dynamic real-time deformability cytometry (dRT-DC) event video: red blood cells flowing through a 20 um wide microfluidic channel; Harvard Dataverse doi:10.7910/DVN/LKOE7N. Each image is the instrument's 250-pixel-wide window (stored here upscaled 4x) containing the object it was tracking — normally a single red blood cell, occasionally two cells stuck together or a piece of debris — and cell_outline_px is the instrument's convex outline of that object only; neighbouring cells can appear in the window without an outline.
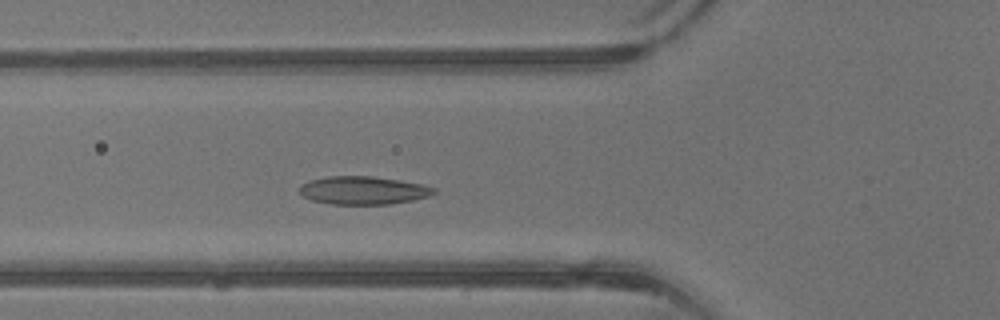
{"species": "common noctule bat (a hibernating species)", "species_latin": "Nyctalus noctula", "temperature_condition": "warm", "stored_images_in_passage": 37, "camera_frame_rate_fps": 3000, "um_per_image_px": 0.085, "animal": {"sex": "male", "body_mass_g": 13.3}, "frame": {"image": 1, "passage_image": 11, "time_ms": 3.333, "image_size_px": [1000, 320], "cell_outline_px": [[436, 192], [428, 196], [412, 200], [392, 204], [332, 204], [312, 200], [304, 196], [300, 192], [300, 184], [312, 180], [328, 176], [372, 176], [424, 184], [436, 188]], "centroid_in_image_um": [30.9, 16.18], "position_along_channel_um": 94.9, "area_um2": 21.91}}
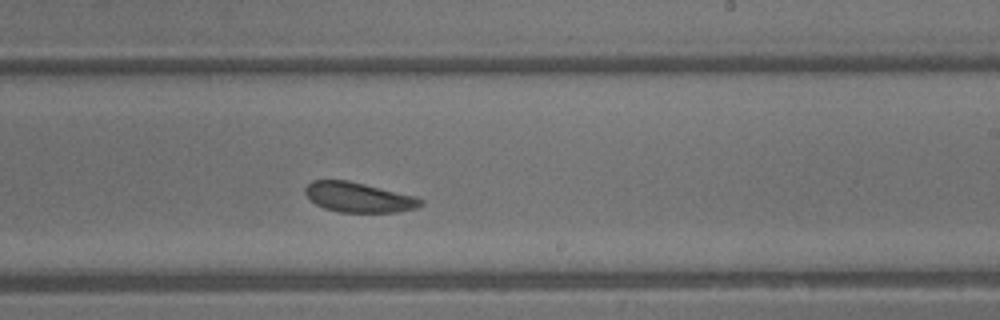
{"frame": {"image": 2, "passage_image": 21, "time_ms": 6.667, "image_size_px": [1000, 320], "cell_outline_px": [[424, 204], [416, 208], [396, 212], [340, 212], [324, 208], [316, 204], [304, 192], [304, 188], [312, 180], [348, 180], [416, 196], [424, 200]], "centroid_in_image_um": [30.5, 16.77], "position_along_channel_um": 258.5, "area_um2": 20.11}}
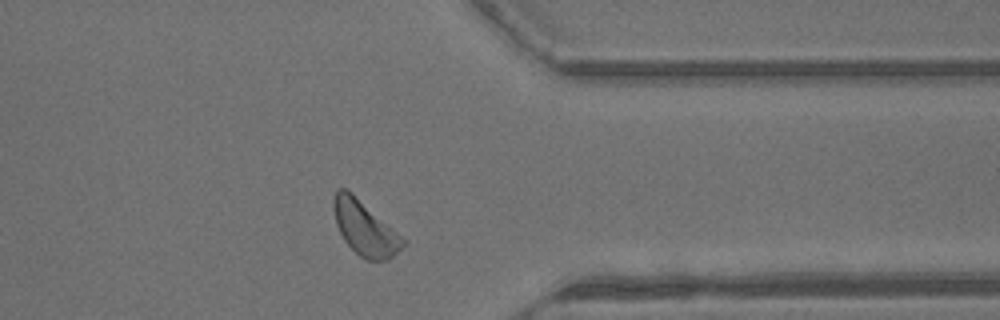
{"frame": {"image": 3, "passage_image": 29, "time_ms": 9.333, "image_size_px": [1000, 320], "cell_outline_px": [[408, 244], [388, 260], [368, 260], [360, 256], [344, 240], [336, 224], [332, 208], [332, 200], [336, 188], [344, 188], [352, 192], [408, 240]], "centroid_in_image_um": [31.04, 19.37], "position_along_channel_um": 380.4, "area_um2": 22.37}, "authors_computed_cell_mechanics": {"area_um2": 21.675, "velocity_mm_per_s": 4.9057, "shape_relaxation_time_tau1_ms": 1.1983, "shape_relaxation_time_tau2_ms": 3.2857, "deformation_change_tau1": 0.0543, "deformation_change_tau2": 0.1045}}